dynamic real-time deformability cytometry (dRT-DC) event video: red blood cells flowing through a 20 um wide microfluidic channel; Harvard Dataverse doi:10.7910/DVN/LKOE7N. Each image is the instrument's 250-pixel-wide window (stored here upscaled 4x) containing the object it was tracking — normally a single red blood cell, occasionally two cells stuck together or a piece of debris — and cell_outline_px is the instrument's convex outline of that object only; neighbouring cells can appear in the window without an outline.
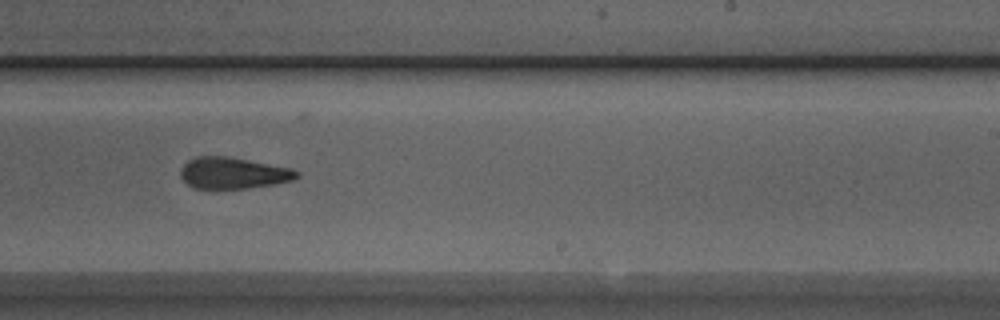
{"species": "Egyptian fruit bat (a non-hibernating species)", "species_latin": "Rousettus aegyptiacus", "temperature_condition": "room temperature", "stored_images_in_passage": 20, "camera_frame_rate_fps": 3000, "um_per_image_px": 0.085, "animal": {"sex": "male"}, "frame": {"image": 1, "passage_image": 15, "time_ms": 4.667, "image_size_px": [1000, 320], "cell_outline_px": [[300, 176], [292, 180], [276, 184], [248, 188], [192, 188], [180, 176], [180, 168], [188, 160], [196, 156], [228, 156], [292, 168], [300, 172]], "centroid_in_image_um": [19.83, 14.7], "position_along_channel_um": 269.2, "area_um2": 21.39}}
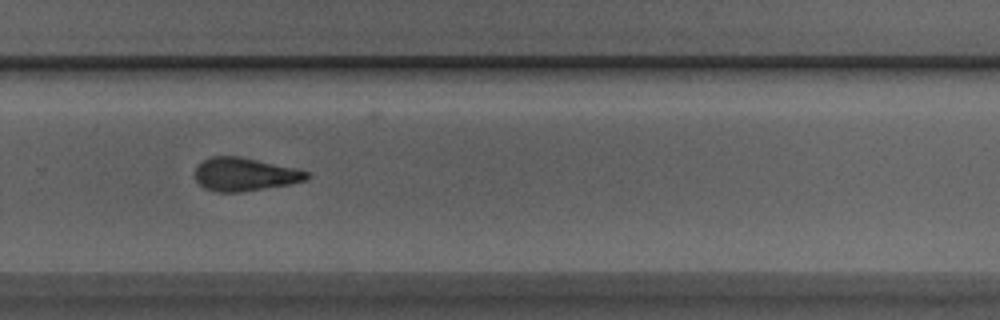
{"frame": {"image": 2, "passage_image": 18, "time_ms": 5.667, "image_size_px": [1000, 320], "cell_outline_px": [[312, 176], [304, 180], [288, 184], [244, 192], [216, 192], [204, 188], [196, 180], [196, 168], [204, 160], [212, 156], [240, 156], [296, 168], [308, 172]], "centroid_in_image_um": [20.81, 14.82], "position_along_channel_um": 309.0, "area_um2": 21.56}}